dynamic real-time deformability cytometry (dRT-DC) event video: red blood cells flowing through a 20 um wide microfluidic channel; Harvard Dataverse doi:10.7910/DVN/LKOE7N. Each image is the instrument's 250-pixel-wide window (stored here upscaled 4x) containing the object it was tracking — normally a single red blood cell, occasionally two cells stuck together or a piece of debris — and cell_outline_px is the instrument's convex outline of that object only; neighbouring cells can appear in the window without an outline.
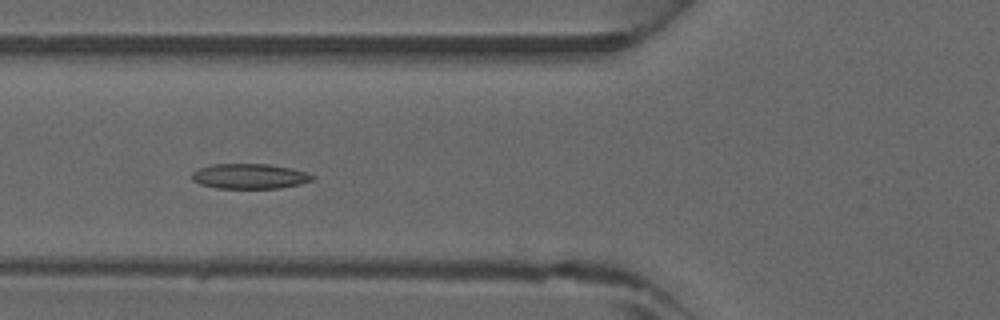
{"species": "common noctule bat (a hibernating species)", "species_latin": "Nyctalus noctula", "temperature_condition": "warm", "stored_images_in_passage": 36, "camera_frame_rate_fps": 3000, "um_per_image_px": 0.085, "animal": {"sex": "male", "forearm_length_mm": 52.5}, "frame": {"image": 1, "passage_image": 8, "time_ms": 2.333, "image_size_px": [1000, 320], "cell_outline_px": [[316, 176], [312, 180], [300, 184], [280, 188], [216, 188], [200, 184], [192, 180], [192, 172], [200, 168], [212, 164], [268, 164], [292, 168], [308, 172]], "centroid_in_image_um": [21.24, 14.98], "position_along_channel_um": 104.6, "area_um2": 17.69}}
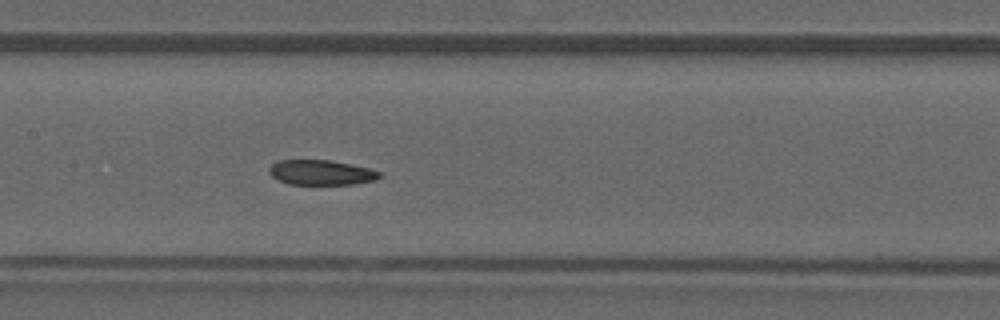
{"frame": {"image": 2, "passage_image": 13, "time_ms": 4.0, "image_size_px": [1000, 320], "cell_outline_px": [[380, 176], [376, 180], [352, 184], [288, 184], [276, 180], [268, 172], [268, 168], [272, 164], [280, 160], [332, 160], [368, 168], [380, 172]], "centroid_in_image_um": [27.25, 14.66], "position_along_channel_um": 180.1, "area_um2": 16.07}}
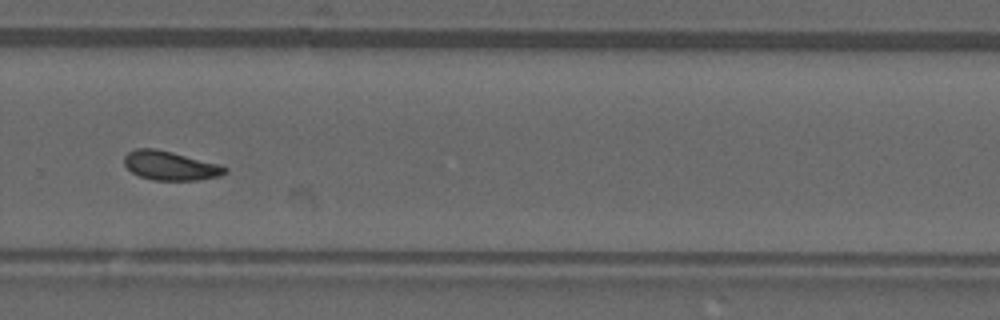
{"frame": {"image": 3, "passage_image": 22, "time_ms": 7.0, "image_size_px": [1000, 320], "cell_outline_px": [[228, 172], [220, 176], [196, 180], [152, 180], [140, 176], [132, 172], [124, 164], [124, 156], [128, 152], [136, 148], [156, 148], [220, 164], [228, 168]], "centroid_in_image_um": [14.48, 14.08], "position_along_channel_um": 315.3, "area_um2": 17.11}}